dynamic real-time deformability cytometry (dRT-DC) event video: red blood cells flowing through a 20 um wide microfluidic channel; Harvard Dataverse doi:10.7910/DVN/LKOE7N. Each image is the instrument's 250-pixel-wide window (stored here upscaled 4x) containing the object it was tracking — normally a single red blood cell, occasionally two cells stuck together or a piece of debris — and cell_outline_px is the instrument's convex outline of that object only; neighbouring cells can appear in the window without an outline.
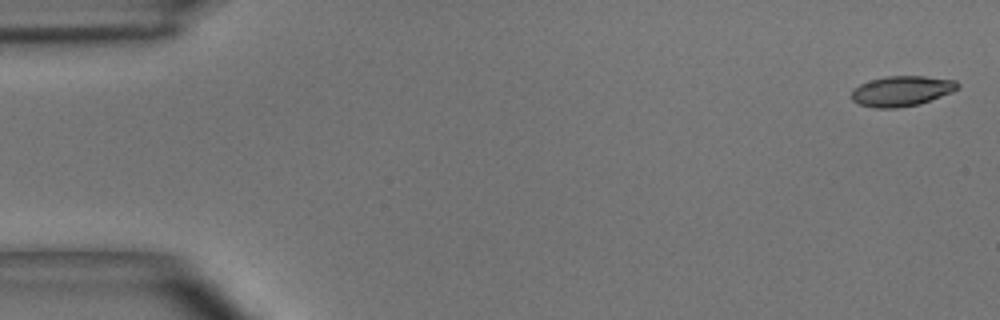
{"species": "common noctule bat (a hibernating species)", "species_latin": "Nyctalus noctula", "temperature_condition": "room temperature", "stored_images_in_passage": 4, "camera_frame_rate_fps": 3000, "um_per_image_px": 0.085, "animal": {"sex": "male", "body_mass_g": 15.6}, "frame": {"image": 1, "passage_image": 1, "time_ms": 0.0, "image_size_px": [1000, 320], "cell_outline_px": [[960, 84], [952, 92], [920, 104], [896, 108], [876, 108], [860, 104], [852, 100], [852, 92], [860, 84], [884, 76], [924, 76], [956, 80]], "centroid_in_image_um": [76.66, 7.73], "position_along_channel_um": 8.3, "area_um2": 18.55}}
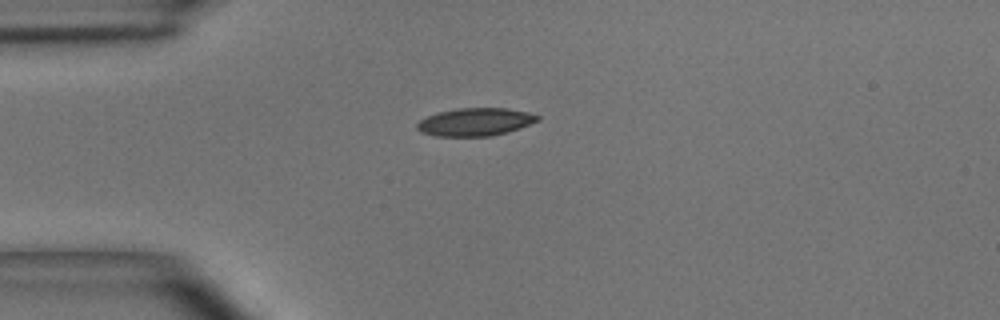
{"frame": {"image": 2, "passage_image": 4, "time_ms": 1.0, "image_size_px": [1000, 320], "cell_outline_px": [[540, 120], [520, 128], [508, 132], [492, 136], [436, 136], [420, 132], [416, 128], [416, 124], [420, 120], [436, 112], [456, 108], [508, 108], [528, 112], [540, 116]], "centroid_in_image_um": [40.4, 10.36], "position_along_channel_um": 44.6, "area_um2": 19.77}}